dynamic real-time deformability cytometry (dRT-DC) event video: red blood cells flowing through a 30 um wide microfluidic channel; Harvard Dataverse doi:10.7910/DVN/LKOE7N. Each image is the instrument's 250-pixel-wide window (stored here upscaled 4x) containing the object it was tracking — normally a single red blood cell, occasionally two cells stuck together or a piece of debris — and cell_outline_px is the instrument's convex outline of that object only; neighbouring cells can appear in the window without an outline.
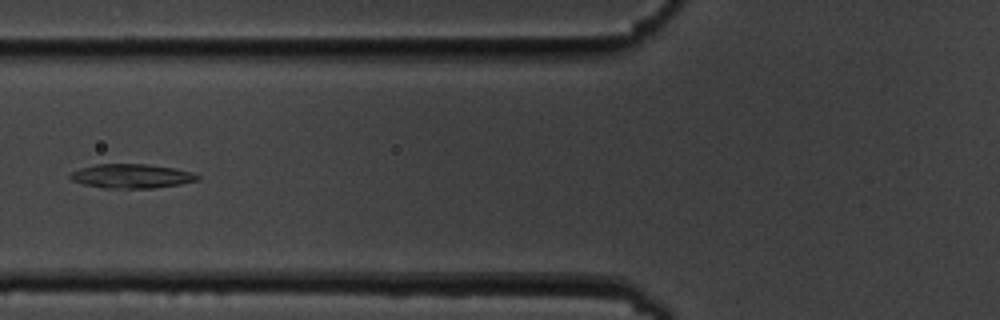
{"species": "common noctule bat (a hibernating species)", "species_latin": "Nyctalus noctula", "temperature_condition": "cold", "stored_images_in_passage": 7, "camera_frame_rate_fps": 3000, "um_per_image_px": 0.085, "animal": {"sex": "male", "body_mass_g": 19.5, "forearm_length_mm": 54.6}, "frame": {"image": 1, "passage_image": 7, "time_ms": 7.0, "image_size_px": [1000, 320], "cell_outline_px": [[200, 180], [180, 184], [152, 188], [104, 188], [84, 184], [72, 180], [68, 176], [72, 172], [80, 168], [96, 164], [148, 164], [176, 168], [192, 172], [200, 176]], "centroid_in_image_um": [11.21, 14.96], "position_along_channel_um": 114.6, "area_um2": 17.98}}